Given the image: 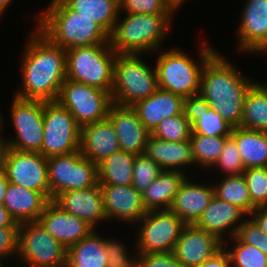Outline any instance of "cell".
I'll use <instances>...</instances> for the list:
<instances>
[{
  "instance_id": "cell-1",
  "label": "cell",
  "mask_w": 267,
  "mask_h": 267,
  "mask_svg": "<svg viewBox=\"0 0 267 267\" xmlns=\"http://www.w3.org/2000/svg\"><path fill=\"white\" fill-rule=\"evenodd\" d=\"M31 32L22 55V86L15 97L57 101L66 80V50L54 45L38 29ZM32 35V36H31Z\"/></svg>"
},
{
  "instance_id": "cell-2",
  "label": "cell",
  "mask_w": 267,
  "mask_h": 267,
  "mask_svg": "<svg viewBox=\"0 0 267 267\" xmlns=\"http://www.w3.org/2000/svg\"><path fill=\"white\" fill-rule=\"evenodd\" d=\"M218 51L205 63L197 99L217 111L233 128L241 126L243 101L254 83Z\"/></svg>"
},
{
  "instance_id": "cell-3",
  "label": "cell",
  "mask_w": 267,
  "mask_h": 267,
  "mask_svg": "<svg viewBox=\"0 0 267 267\" xmlns=\"http://www.w3.org/2000/svg\"><path fill=\"white\" fill-rule=\"evenodd\" d=\"M37 19V29L54 45L65 50L109 41V34L94 19L79 15L63 0H51Z\"/></svg>"
},
{
  "instance_id": "cell-4",
  "label": "cell",
  "mask_w": 267,
  "mask_h": 267,
  "mask_svg": "<svg viewBox=\"0 0 267 267\" xmlns=\"http://www.w3.org/2000/svg\"><path fill=\"white\" fill-rule=\"evenodd\" d=\"M174 14H126L118 17L109 34L110 47L116 54L157 52L170 29Z\"/></svg>"
},
{
  "instance_id": "cell-5",
  "label": "cell",
  "mask_w": 267,
  "mask_h": 267,
  "mask_svg": "<svg viewBox=\"0 0 267 267\" xmlns=\"http://www.w3.org/2000/svg\"><path fill=\"white\" fill-rule=\"evenodd\" d=\"M200 44V59L197 61L200 63L179 49L159 53L154 66L159 89L179 95L186 101L197 98L203 67L217 52L205 41Z\"/></svg>"
},
{
  "instance_id": "cell-6",
  "label": "cell",
  "mask_w": 267,
  "mask_h": 267,
  "mask_svg": "<svg viewBox=\"0 0 267 267\" xmlns=\"http://www.w3.org/2000/svg\"><path fill=\"white\" fill-rule=\"evenodd\" d=\"M116 52L110 42L66 50V79L111 93Z\"/></svg>"
},
{
  "instance_id": "cell-7",
  "label": "cell",
  "mask_w": 267,
  "mask_h": 267,
  "mask_svg": "<svg viewBox=\"0 0 267 267\" xmlns=\"http://www.w3.org/2000/svg\"><path fill=\"white\" fill-rule=\"evenodd\" d=\"M156 69L141 59V54H117L111 90L113 104L132 106L158 89Z\"/></svg>"
},
{
  "instance_id": "cell-8",
  "label": "cell",
  "mask_w": 267,
  "mask_h": 267,
  "mask_svg": "<svg viewBox=\"0 0 267 267\" xmlns=\"http://www.w3.org/2000/svg\"><path fill=\"white\" fill-rule=\"evenodd\" d=\"M50 200L58 194L98 184V165L80 151L47 158Z\"/></svg>"
},
{
  "instance_id": "cell-9",
  "label": "cell",
  "mask_w": 267,
  "mask_h": 267,
  "mask_svg": "<svg viewBox=\"0 0 267 267\" xmlns=\"http://www.w3.org/2000/svg\"><path fill=\"white\" fill-rule=\"evenodd\" d=\"M30 267H66L67 249L38 221L20 223L16 257Z\"/></svg>"
},
{
  "instance_id": "cell-10",
  "label": "cell",
  "mask_w": 267,
  "mask_h": 267,
  "mask_svg": "<svg viewBox=\"0 0 267 267\" xmlns=\"http://www.w3.org/2000/svg\"><path fill=\"white\" fill-rule=\"evenodd\" d=\"M44 139L40 154L45 158L80 151L81 127L58 101L44 102Z\"/></svg>"
},
{
  "instance_id": "cell-11",
  "label": "cell",
  "mask_w": 267,
  "mask_h": 267,
  "mask_svg": "<svg viewBox=\"0 0 267 267\" xmlns=\"http://www.w3.org/2000/svg\"><path fill=\"white\" fill-rule=\"evenodd\" d=\"M57 101L80 127L105 120L113 104L110 92L69 79L63 82Z\"/></svg>"
},
{
  "instance_id": "cell-12",
  "label": "cell",
  "mask_w": 267,
  "mask_h": 267,
  "mask_svg": "<svg viewBox=\"0 0 267 267\" xmlns=\"http://www.w3.org/2000/svg\"><path fill=\"white\" fill-rule=\"evenodd\" d=\"M138 223L140 227L136 234L137 252L135 253L173 252L186 226L170 209L147 211L137 225Z\"/></svg>"
},
{
  "instance_id": "cell-13",
  "label": "cell",
  "mask_w": 267,
  "mask_h": 267,
  "mask_svg": "<svg viewBox=\"0 0 267 267\" xmlns=\"http://www.w3.org/2000/svg\"><path fill=\"white\" fill-rule=\"evenodd\" d=\"M10 109L16 138H7L8 147L20 152L40 153L44 139V101L14 96Z\"/></svg>"
},
{
  "instance_id": "cell-14",
  "label": "cell",
  "mask_w": 267,
  "mask_h": 267,
  "mask_svg": "<svg viewBox=\"0 0 267 267\" xmlns=\"http://www.w3.org/2000/svg\"><path fill=\"white\" fill-rule=\"evenodd\" d=\"M3 168L10 183L42 192L50 199L47 158L40 153L20 152L8 147Z\"/></svg>"
},
{
  "instance_id": "cell-15",
  "label": "cell",
  "mask_w": 267,
  "mask_h": 267,
  "mask_svg": "<svg viewBox=\"0 0 267 267\" xmlns=\"http://www.w3.org/2000/svg\"><path fill=\"white\" fill-rule=\"evenodd\" d=\"M224 248V242L194 224L186 225L175 244L173 254L184 267H195Z\"/></svg>"
},
{
  "instance_id": "cell-16",
  "label": "cell",
  "mask_w": 267,
  "mask_h": 267,
  "mask_svg": "<svg viewBox=\"0 0 267 267\" xmlns=\"http://www.w3.org/2000/svg\"><path fill=\"white\" fill-rule=\"evenodd\" d=\"M238 26V49L250 53L267 50V0H246Z\"/></svg>"
},
{
  "instance_id": "cell-17",
  "label": "cell",
  "mask_w": 267,
  "mask_h": 267,
  "mask_svg": "<svg viewBox=\"0 0 267 267\" xmlns=\"http://www.w3.org/2000/svg\"><path fill=\"white\" fill-rule=\"evenodd\" d=\"M107 220L119 219L136 224L147 212L142 194L133 185H99Z\"/></svg>"
},
{
  "instance_id": "cell-18",
  "label": "cell",
  "mask_w": 267,
  "mask_h": 267,
  "mask_svg": "<svg viewBox=\"0 0 267 267\" xmlns=\"http://www.w3.org/2000/svg\"><path fill=\"white\" fill-rule=\"evenodd\" d=\"M107 118L113 124L120 150L143 154L151 132L143 125L132 106L112 104Z\"/></svg>"
},
{
  "instance_id": "cell-19",
  "label": "cell",
  "mask_w": 267,
  "mask_h": 267,
  "mask_svg": "<svg viewBox=\"0 0 267 267\" xmlns=\"http://www.w3.org/2000/svg\"><path fill=\"white\" fill-rule=\"evenodd\" d=\"M37 221L66 249L95 230L87 222L62 210L52 200Z\"/></svg>"
},
{
  "instance_id": "cell-20",
  "label": "cell",
  "mask_w": 267,
  "mask_h": 267,
  "mask_svg": "<svg viewBox=\"0 0 267 267\" xmlns=\"http://www.w3.org/2000/svg\"><path fill=\"white\" fill-rule=\"evenodd\" d=\"M52 201L62 210L87 222L94 229L98 221L107 220L99 183L93 187L60 193Z\"/></svg>"
},
{
  "instance_id": "cell-21",
  "label": "cell",
  "mask_w": 267,
  "mask_h": 267,
  "mask_svg": "<svg viewBox=\"0 0 267 267\" xmlns=\"http://www.w3.org/2000/svg\"><path fill=\"white\" fill-rule=\"evenodd\" d=\"M244 216L247 215L237 206L214 195L194 225L207 233L217 236L226 244V236L229 235L231 238L235 236L238 227L244 221L243 218H248ZM228 231L230 234H227Z\"/></svg>"
},
{
  "instance_id": "cell-22",
  "label": "cell",
  "mask_w": 267,
  "mask_h": 267,
  "mask_svg": "<svg viewBox=\"0 0 267 267\" xmlns=\"http://www.w3.org/2000/svg\"><path fill=\"white\" fill-rule=\"evenodd\" d=\"M119 150L117 134L108 118L81 127L80 153L83 157L98 165Z\"/></svg>"
},
{
  "instance_id": "cell-23",
  "label": "cell",
  "mask_w": 267,
  "mask_h": 267,
  "mask_svg": "<svg viewBox=\"0 0 267 267\" xmlns=\"http://www.w3.org/2000/svg\"><path fill=\"white\" fill-rule=\"evenodd\" d=\"M186 102L181 96L158 88L132 108L143 125L152 132L162 120L182 114L186 110Z\"/></svg>"
},
{
  "instance_id": "cell-24",
  "label": "cell",
  "mask_w": 267,
  "mask_h": 267,
  "mask_svg": "<svg viewBox=\"0 0 267 267\" xmlns=\"http://www.w3.org/2000/svg\"><path fill=\"white\" fill-rule=\"evenodd\" d=\"M181 183L170 210L186 225L195 224L214 196V187L188 181Z\"/></svg>"
},
{
  "instance_id": "cell-25",
  "label": "cell",
  "mask_w": 267,
  "mask_h": 267,
  "mask_svg": "<svg viewBox=\"0 0 267 267\" xmlns=\"http://www.w3.org/2000/svg\"><path fill=\"white\" fill-rule=\"evenodd\" d=\"M51 200L42 192L9 182L3 206L17 223L37 221Z\"/></svg>"
},
{
  "instance_id": "cell-26",
  "label": "cell",
  "mask_w": 267,
  "mask_h": 267,
  "mask_svg": "<svg viewBox=\"0 0 267 267\" xmlns=\"http://www.w3.org/2000/svg\"><path fill=\"white\" fill-rule=\"evenodd\" d=\"M144 154L155 161L162 170H178L193 165L191 141L172 142L149 136Z\"/></svg>"
},
{
  "instance_id": "cell-27",
  "label": "cell",
  "mask_w": 267,
  "mask_h": 267,
  "mask_svg": "<svg viewBox=\"0 0 267 267\" xmlns=\"http://www.w3.org/2000/svg\"><path fill=\"white\" fill-rule=\"evenodd\" d=\"M185 175L184 172L178 170H162L142 193L146 211L170 209L175 194L186 178Z\"/></svg>"
},
{
  "instance_id": "cell-28",
  "label": "cell",
  "mask_w": 267,
  "mask_h": 267,
  "mask_svg": "<svg viewBox=\"0 0 267 267\" xmlns=\"http://www.w3.org/2000/svg\"><path fill=\"white\" fill-rule=\"evenodd\" d=\"M186 113L191 133L212 136H230L233 127L222 116L197 98L186 102Z\"/></svg>"
},
{
  "instance_id": "cell-29",
  "label": "cell",
  "mask_w": 267,
  "mask_h": 267,
  "mask_svg": "<svg viewBox=\"0 0 267 267\" xmlns=\"http://www.w3.org/2000/svg\"><path fill=\"white\" fill-rule=\"evenodd\" d=\"M230 137L235 141L246 168L267 167V132L234 127Z\"/></svg>"
},
{
  "instance_id": "cell-30",
  "label": "cell",
  "mask_w": 267,
  "mask_h": 267,
  "mask_svg": "<svg viewBox=\"0 0 267 267\" xmlns=\"http://www.w3.org/2000/svg\"><path fill=\"white\" fill-rule=\"evenodd\" d=\"M66 267H109L105 238L93 230L67 249Z\"/></svg>"
},
{
  "instance_id": "cell-31",
  "label": "cell",
  "mask_w": 267,
  "mask_h": 267,
  "mask_svg": "<svg viewBox=\"0 0 267 267\" xmlns=\"http://www.w3.org/2000/svg\"><path fill=\"white\" fill-rule=\"evenodd\" d=\"M135 154L119 150L98 164L99 185H132Z\"/></svg>"
},
{
  "instance_id": "cell-32",
  "label": "cell",
  "mask_w": 267,
  "mask_h": 267,
  "mask_svg": "<svg viewBox=\"0 0 267 267\" xmlns=\"http://www.w3.org/2000/svg\"><path fill=\"white\" fill-rule=\"evenodd\" d=\"M241 127L267 132V85L254 82L247 90Z\"/></svg>"
},
{
  "instance_id": "cell-33",
  "label": "cell",
  "mask_w": 267,
  "mask_h": 267,
  "mask_svg": "<svg viewBox=\"0 0 267 267\" xmlns=\"http://www.w3.org/2000/svg\"><path fill=\"white\" fill-rule=\"evenodd\" d=\"M72 10L94 19L108 34L120 15L119 0H63Z\"/></svg>"
},
{
  "instance_id": "cell-34",
  "label": "cell",
  "mask_w": 267,
  "mask_h": 267,
  "mask_svg": "<svg viewBox=\"0 0 267 267\" xmlns=\"http://www.w3.org/2000/svg\"><path fill=\"white\" fill-rule=\"evenodd\" d=\"M220 182L213 186L216 197L237 206L247 216L257 208L250 198L244 175L225 176Z\"/></svg>"
},
{
  "instance_id": "cell-35",
  "label": "cell",
  "mask_w": 267,
  "mask_h": 267,
  "mask_svg": "<svg viewBox=\"0 0 267 267\" xmlns=\"http://www.w3.org/2000/svg\"><path fill=\"white\" fill-rule=\"evenodd\" d=\"M230 136L208 137L202 134L191 133L192 156L194 164L204 168H211L219 159L226 139Z\"/></svg>"
},
{
  "instance_id": "cell-36",
  "label": "cell",
  "mask_w": 267,
  "mask_h": 267,
  "mask_svg": "<svg viewBox=\"0 0 267 267\" xmlns=\"http://www.w3.org/2000/svg\"><path fill=\"white\" fill-rule=\"evenodd\" d=\"M151 135L157 139L172 142L190 140L191 124L186 110L182 114L162 120L151 132Z\"/></svg>"
},
{
  "instance_id": "cell-37",
  "label": "cell",
  "mask_w": 267,
  "mask_h": 267,
  "mask_svg": "<svg viewBox=\"0 0 267 267\" xmlns=\"http://www.w3.org/2000/svg\"><path fill=\"white\" fill-rule=\"evenodd\" d=\"M232 241L233 248L226 249L232 267H267V255L260 249L241 242L236 236L232 237Z\"/></svg>"
},
{
  "instance_id": "cell-38",
  "label": "cell",
  "mask_w": 267,
  "mask_h": 267,
  "mask_svg": "<svg viewBox=\"0 0 267 267\" xmlns=\"http://www.w3.org/2000/svg\"><path fill=\"white\" fill-rule=\"evenodd\" d=\"M162 169L151 158L143 154L135 155L133 166V187L141 194L158 177Z\"/></svg>"
},
{
  "instance_id": "cell-39",
  "label": "cell",
  "mask_w": 267,
  "mask_h": 267,
  "mask_svg": "<svg viewBox=\"0 0 267 267\" xmlns=\"http://www.w3.org/2000/svg\"><path fill=\"white\" fill-rule=\"evenodd\" d=\"M250 198L256 207L267 206V167L246 168L244 173Z\"/></svg>"
},
{
  "instance_id": "cell-40",
  "label": "cell",
  "mask_w": 267,
  "mask_h": 267,
  "mask_svg": "<svg viewBox=\"0 0 267 267\" xmlns=\"http://www.w3.org/2000/svg\"><path fill=\"white\" fill-rule=\"evenodd\" d=\"M213 167H219L220 170L226 172V176L243 175L245 167L241 161L236 143L231 137L226 139L219 159Z\"/></svg>"
},
{
  "instance_id": "cell-41",
  "label": "cell",
  "mask_w": 267,
  "mask_h": 267,
  "mask_svg": "<svg viewBox=\"0 0 267 267\" xmlns=\"http://www.w3.org/2000/svg\"><path fill=\"white\" fill-rule=\"evenodd\" d=\"M119 10L127 14H175L165 0H119Z\"/></svg>"
},
{
  "instance_id": "cell-42",
  "label": "cell",
  "mask_w": 267,
  "mask_h": 267,
  "mask_svg": "<svg viewBox=\"0 0 267 267\" xmlns=\"http://www.w3.org/2000/svg\"><path fill=\"white\" fill-rule=\"evenodd\" d=\"M235 236L241 242L253 245L267 255V236L262 232L252 217L242 222Z\"/></svg>"
},
{
  "instance_id": "cell-43",
  "label": "cell",
  "mask_w": 267,
  "mask_h": 267,
  "mask_svg": "<svg viewBox=\"0 0 267 267\" xmlns=\"http://www.w3.org/2000/svg\"><path fill=\"white\" fill-rule=\"evenodd\" d=\"M109 267H136V256L130 258L126 247L121 241L105 239Z\"/></svg>"
},
{
  "instance_id": "cell-44",
  "label": "cell",
  "mask_w": 267,
  "mask_h": 267,
  "mask_svg": "<svg viewBox=\"0 0 267 267\" xmlns=\"http://www.w3.org/2000/svg\"><path fill=\"white\" fill-rule=\"evenodd\" d=\"M136 267H184L172 252L137 253Z\"/></svg>"
},
{
  "instance_id": "cell-45",
  "label": "cell",
  "mask_w": 267,
  "mask_h": 267,
  "mask_svg": "<svg viewBox=\"0 0 267 267\" xmlns=\"http://www.w3.org/2000/svg\"><path fill=\"white\" fill-rule=\"evenodd\" d=\"M19 226L0 227V259L12 257L18 252Z\"/></svg>"
},
{
  "instance_id": "cell-46",
  "label": "cell",
  "mask_w": 267,
  "mask_h": 267,
  "mask_svg": "<svg viewBox=\"0 0 267 267\" xmlns=\"http://www.w3.org/2000/svg\"><path fill=\"white\" fill-rule=\"evenodd\" d=\"M195 267H232L231 259L228 252L226 251L225 245L224 248L212 258Z\"/></svg>"
},
{
  "instance_id": "cell-47",
  "label": "cell",
  "mask_w": 267,
  "mask_h": 267,
  "mask_svg": "<svg viewBox=\"0 0 267 267\" xmlns=\"http://www.w3.org/2000/svg\"><path fill=\"white\" fill-rule=\"evenodd\" d=\"M250 215L262 232L267 236V206L257 207Z\"/></svg>"
},
{
  "instance_id": "cell-48",
  "label": "cell",
  "mask_w": 267,
  "mask_h": 267,
  "mask_svg": "<svg viewBox=\"0 0 267 267\" xmlns=\"http://www.w3.org/2000/svg\"><path fill=\"white\" fill-rule=\"evenodd\" d=\"M3 226H19V223L15 222L8 210L0 204V227Z\"/></svg>"
},
{
  "instance_id": "cell-49",
  "label": "cell",
  "mask_w": 267,
  "mask_h": 267,
  "mask_svg": "<svg viewBox=\"0 0 267 267\" xmlns=\"http://www.w3.org/2000/svg\"><path fill=\"white\" fill-rule=\"evenodd\" d=\"M3 116H2V127H0V167H3L4 165V161H5V156L8 150V143H7V139L5 137H3L4 135L2 131H3Z\"/></svg>"
},
{
  "instance_id": "cell-50",
  "label": "cell",
  "mask_w": 267,
  "mask_h": 267,
  "mask_svg": "<svg viewBox=\"0 0 267 267\" xmlns=\"http://www.w3.org/2000/svg\"><path fill=\"white\" fill-rule=\"evenodd\" d=\"M9 181L7 179L5 170L3 167H0V204L3 205L4 197L7 192Z\"/></svg>"
},
{
  "instance_id": "cell-51",
  "label": "cell",
  "mask_w": 267,
  "mask_h": 267,
  "mask_svg": "<svg viewBox=\"0 0 267 267\" xmlns=\"http://www.w3.org/2000/svg\"><path fill=\"white\" fill-rule=\"evenodd\" d=\"M169 6L174 10L177 11V9L184 3L185 0H165ZM178 7V8H177Z\"/></svg>"
},
{
  "instance_id": "cell-52",
  "label": "cell",
  "mask_w": 267,
  "mask_h": 267,
  "mask_svg": "<svg viewBox=\"0 0 267 267\" xmlns=\"http://www.w3.org/2000/svg\"><path fill=\"white\" fill-rule=\"evenodd\" d=\"M13 0H0V11H2L3 13L5 12V10L7 9V7L9 6V4L12 2ZM6 8V9H5Z\"/></svg>"
},
{
  "instance_id": "cell-53",
  "label": "cell",
  "mask_w": 267,
  "mask_h": 267,
  "mask_svg": "<svg viewBox=\"0 0 267 267\" xmlns=\"http://www.w3.org/2000/svg\"><path fill=\"white\" fill-rule=\"evenodd\" d=\"M0 127H2V114L0 113Z\"/></svg>"
},
{
  "instance_id": "cell-54",
  "label": "cell",
  "mask_w": 267,
  "mask_h": 267,
  "mask_svg": "<svg viewBox=\"0 0 267 267\" xmlns=\"http://www.w3.org/2000/svg\"><path fill=\"white\" fill-rule=\"evenodd\" d=\"M2 260L0 259V267H4L3 264H2Z\"/></svg>"
}]
</instances>
